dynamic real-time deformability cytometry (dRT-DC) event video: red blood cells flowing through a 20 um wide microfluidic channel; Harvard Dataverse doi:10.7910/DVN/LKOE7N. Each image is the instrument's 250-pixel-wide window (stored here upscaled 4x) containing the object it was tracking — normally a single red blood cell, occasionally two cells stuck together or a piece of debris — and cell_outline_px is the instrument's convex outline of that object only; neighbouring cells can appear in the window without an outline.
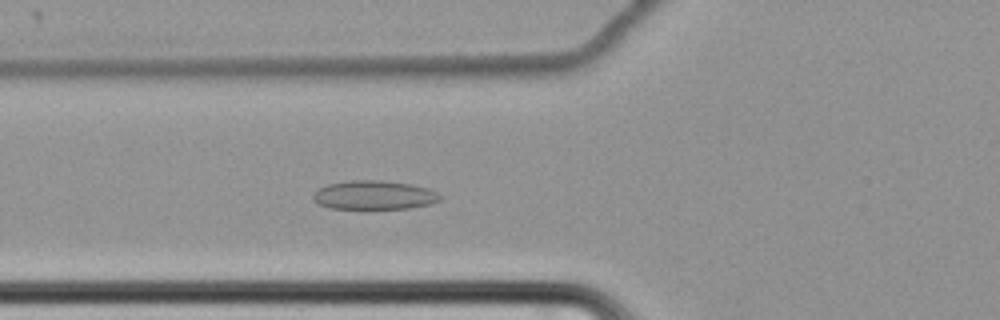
{"species": "common noctule bat (a hibernating species)", "species_latin": "Nyctalus noctula", "temperature_condition": "cold", "stored_images_in_passage": 44, "camera_frame_rate_fps": 3000, "um_per_image_px": 0.085, "animal": {"sex": "female", "body_mass_g": 22.7, "forearm_length_mm": 54.2}, "frame": {"image": 1, "passage_image": 13, "time_ms": 4.0, "image_size_px": [1000, 320], "cell_outline_px": [[440, 200], [432, 204], [408, 208], [332, 208], [320, 204], [312, 196], [320, 188], [328, 184], [348, 180], [380, 180], [412, 184], [428, 188], [436, 192], [440, 196]], "centroid_in_image_um": [31.84, 16.57], "position_along_channel_um": 94.0, "area_um2": 21.1}}
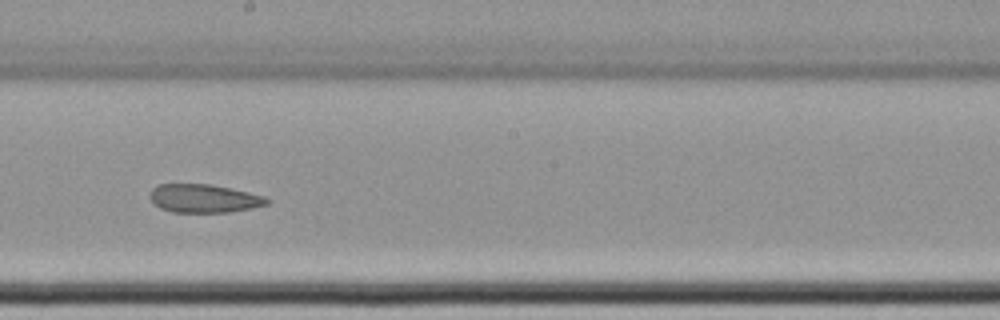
{"frame": {"image": 2, "passage_image": 25, "time_ms": 8.0, "image_size_px": [1000, 320], "cell_outline_px": [[272, 200], [268, 204], [252, 208], [228, 212], [172, 212], [160, 208], [148, 196], [152, 188], [160, 184], [212, 184], [248, 192], [264, 196]], "centroid_in_image_um": [17.35, 16.86], "position_along_channel_um": 230.9, "area_um2": 19.36}}
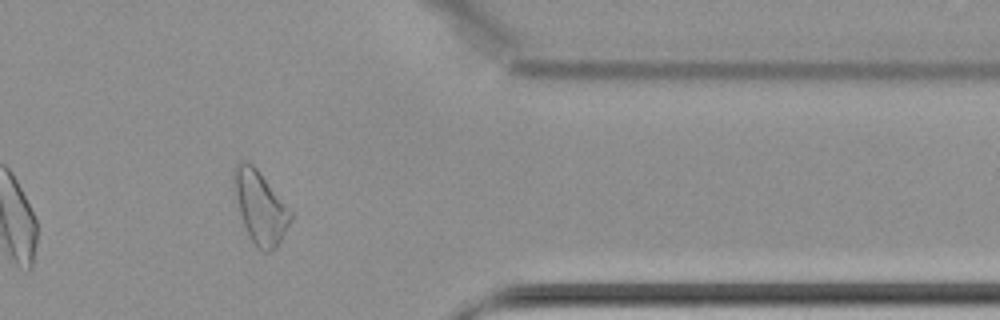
{"frame": {"image": 3, "passage_image": 40, "time_ms": 13.0, "image_size_px": [1000, 320], "cell_outline_px": [[292, 220], [276, 248], [268, 252], [260, 252], [256, 248], [248, 236], [232, 188], [232, 168], [240, 160], [248, 160], [260, 172], [292, 212]], "centroid_in_image_um": [22.08, 17.6], "position_along_channel_um": 389.3, "area_um2": 24.28}}